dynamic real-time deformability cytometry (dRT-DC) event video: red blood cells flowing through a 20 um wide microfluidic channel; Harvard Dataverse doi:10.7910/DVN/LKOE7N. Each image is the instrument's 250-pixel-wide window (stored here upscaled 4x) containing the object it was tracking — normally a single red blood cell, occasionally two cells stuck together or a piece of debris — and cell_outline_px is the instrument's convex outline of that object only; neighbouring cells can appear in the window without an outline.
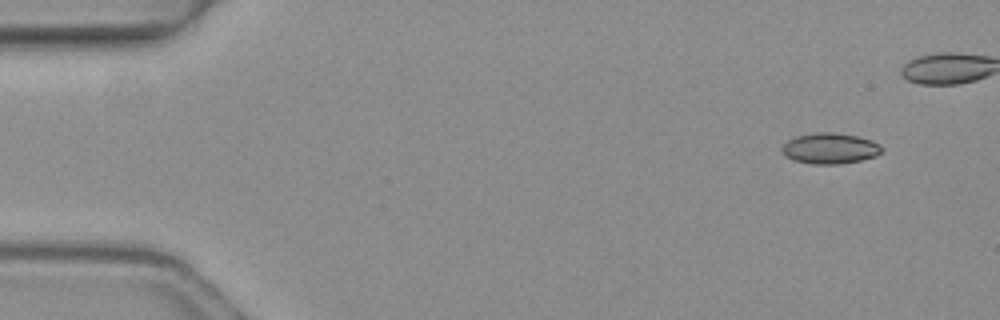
{"species": "common noctule bat (a hibernating species)", "species_latin": "Nyctalus noctula", "temperature_condition": "warm", "stored_images_in_passage": 5, "camera_frame_rate_fps": 3000, "um_per_image_px": 0.085, "animal": {"sex": "female", "body_mass_g": 19.3, "forearm_length_mm": 54.1}, "frame": {"image": 1, "passage_image": 1, "time_ms": 0.0, "image_size_px": [1000, 320], "cell_outline_px": [[884, 148], [876, 156], [860, 160], [840, 164], [812, 164], [792, 160], [784, 156], [780, 148], [788, 140], [796, 136], [816, 132], [832, 132], [856, 136], [872, 140], [880, 144]], "centroid_in_image_um": [70.53, 12.61], "position_along_channel_um": 14.5, "area_um2": 18.03}}
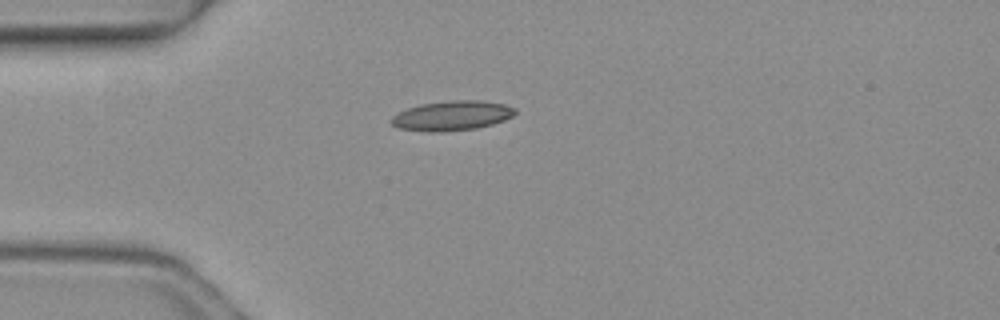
{"frame": {"image": 2, "passage_image": 5, "time_ms": 1.333, "image_size_px": [1000, 320], "cell_outline_px": [[516, 112], [512, 116], [504, 120], [492, 124], [476, 128], [444, 132], [428, 132], [400, 128], [392, 124], [388, 120], [392, 116], [408, 108], [420, 104], [452, 100], [480, 100], [504, 104], [516, 108]], "centroid_in_image_um": [38.41, 9.83], "position_along_channel_um": 46.6, "area_um2": 21.44}}